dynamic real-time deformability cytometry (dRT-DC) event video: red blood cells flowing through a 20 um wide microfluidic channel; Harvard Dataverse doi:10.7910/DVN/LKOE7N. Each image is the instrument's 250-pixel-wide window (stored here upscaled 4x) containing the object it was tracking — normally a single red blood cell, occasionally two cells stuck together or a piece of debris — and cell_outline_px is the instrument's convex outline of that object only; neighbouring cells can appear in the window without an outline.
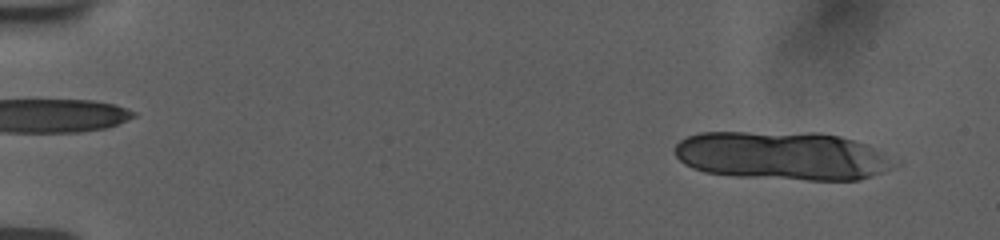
{"species": "human", "species_latin": "Homo sapiens", "temperature_condition": "room temperature", "stored_images_in_passage": 14, "camera_frame_rate_fps": 3000, "um_per_image_px": 0.085, "donor": {"sex": "female"}, "frame": {"image": 1, "passage_image": 1, "time_ms": 0.0, "image_size_px": [1000, 240], "cell_outline_px": [[904, 160], [896, 168], [860, 180], [808, 180], [732, 176], [704, 172], [692, 168], [684, 164], [676, 156], [676, 144], [680, 140], [688, 136], [700, 132], [820, 132], [840, 136], [868, 144]], "centroid_in_image_um": [66.64, 13.24], "position_along_channel_um": 18.4, "area_um2": 63.52}}